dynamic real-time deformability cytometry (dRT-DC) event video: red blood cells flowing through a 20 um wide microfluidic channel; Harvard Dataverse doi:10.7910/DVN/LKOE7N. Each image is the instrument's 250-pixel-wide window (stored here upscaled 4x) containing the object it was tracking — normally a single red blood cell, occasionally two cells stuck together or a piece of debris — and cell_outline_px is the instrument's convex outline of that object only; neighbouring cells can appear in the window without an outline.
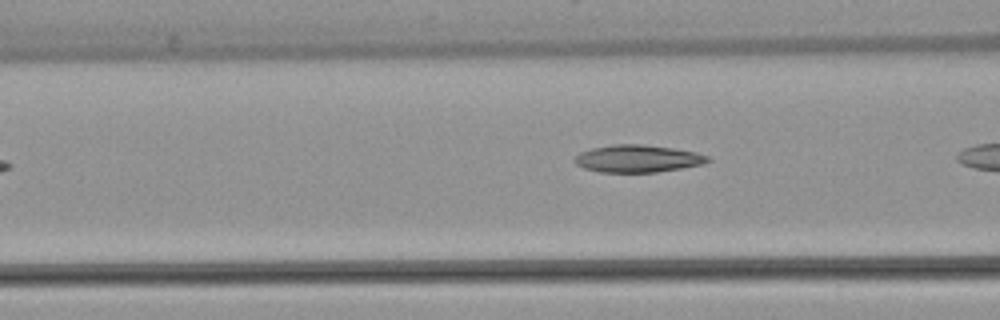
{"species": "common noctule bat (a hibernating species)", "species_latin": "Nyctalus noctula", "temperature_condition": "warm", "stored_images_in_passage": 4, "camera_frame_rate_fps": 3000, "um_per_image_px": 0.085, "animal": {"sex": "female", "body_mass_g": 22.7, "forearm_length_mm": 54.2}, "frame": {"image": 1, "passage_image": 4, "time_ms": 3.667, "image_size_px": [1000, 320], "cell_outline_px": [[712, 160], [704, 164], [656, 172], [600, 172], [584, 168], [576, 164], [572, 160], [580, 152], [592, 148], [612, 144], [640, 144], [672, 148], [696, 152], [708, 156]], "centroid_in_image_um": [54.19, 13.48], "position_along_channel_um": 112.4, "area_um2": 21.21}}